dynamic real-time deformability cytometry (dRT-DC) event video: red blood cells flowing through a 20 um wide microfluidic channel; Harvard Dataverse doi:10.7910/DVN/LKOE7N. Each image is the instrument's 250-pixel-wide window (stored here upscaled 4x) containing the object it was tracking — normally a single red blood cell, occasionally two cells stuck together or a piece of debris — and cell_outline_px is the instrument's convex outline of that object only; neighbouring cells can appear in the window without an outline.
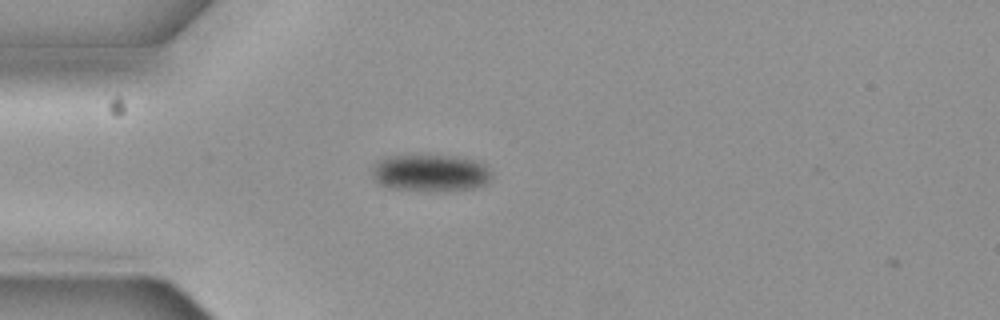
{"species": "common noctule bat (a hibernating species)", "species_latin": "Nyctalus noctula", "temperature_condition": "cold", "stored_images_in_passage": 2, "camera_frame_rate_fps": 3000, "um_per_image_px": 0.085, "animal": {"sex": "female", "body_mass_g": 19.3, "forearm_length_mm": 54.1}, "frame": {"image": 1, "passage_image": 1, "time_ms": 0.0, "image_size_px": [1000, 320], "cell_outline_px": [[492, 176], [484, 184], [476, 188], [436, 192], [388, 188], [380, 184], [372, 176], [372, 164], [380, 160], [392, 156], [444, 156], [476, 160], [484, 164], [488, 168]], "centroid_in_image_um": [36.57, 14.73], "position_along_channel_um": 48.4, "area_um2": 25.78}}